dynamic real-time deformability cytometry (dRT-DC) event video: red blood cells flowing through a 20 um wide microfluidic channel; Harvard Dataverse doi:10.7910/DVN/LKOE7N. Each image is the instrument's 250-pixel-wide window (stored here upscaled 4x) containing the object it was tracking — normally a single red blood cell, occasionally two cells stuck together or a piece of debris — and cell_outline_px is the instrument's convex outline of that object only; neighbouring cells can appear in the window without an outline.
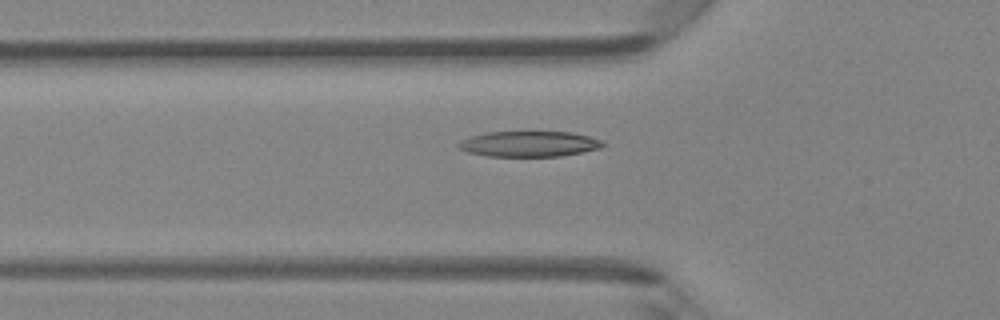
{"species": "Egyptian fruit bat (a non-hibernating species)", "species_latin": "Rousettus aegyptiacus", "temperature_condition": "room temperature", "stored_images_in_passage": 47, "camera_frame_rate_fps": 3000, "um_per_image_px": 0.085, "animal": {"sex": "female"}, "frame": {"image": 1, "passage_image": 16, "time_ms": 5.0, "image_size_px": [1000, 320], "cell_outline_px": [[604, 144], [600, 148], [560, 156], [488, 156], [468, 152], [460, 148], [456, 144], [460, 140], [472, 136], [488, 132], [572, 132], [588, 136], [600, 140]], "centroid_in_image_um": [44.94, 12.23], "position_along_channel_um": 80.9, "area_um2": 21.21}}
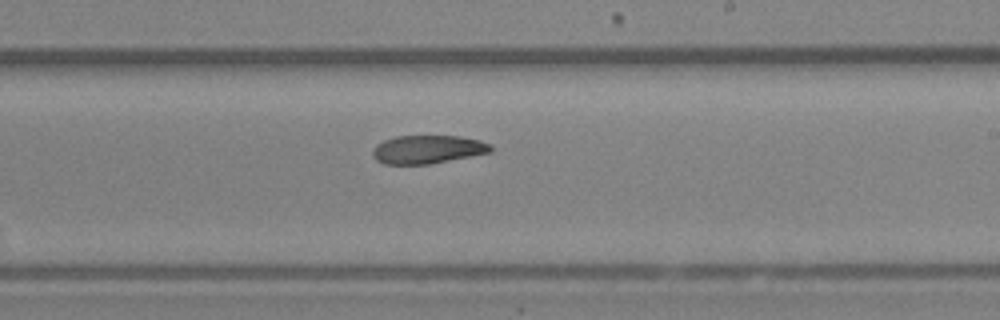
{"frame": {"image": 2, "passage_image": 28, "time_ms": 9.0, "image_size_px": [1000, 320], "cell_outline_px": [[492, 152], [428, 164], [384, 164], [376, 160], [372, 156], [372, 152], [376, 144], [384, 140], [396, 136], [460, 136], [480, 140], [492, 144]], "centroid_in_image_um": [36.35, 12.69], "position_along_channel_um": 252.7, "area_um2": 19.54}}
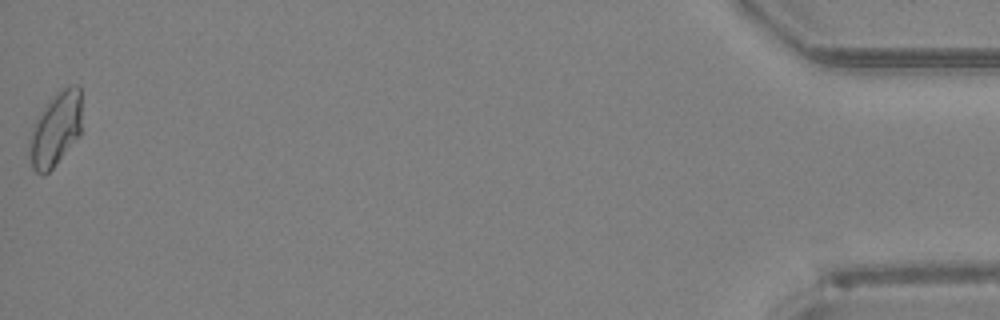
{"frame": {"image": 3, "passage_image": 47, "time_ms": 15.333, "image_size_px": [1000, 320], "cell_outline_px": [[80, 136], [52, 168], [44, 176], [40, 176], [32, 168], [28, 152], [28, 140], [32, 124], [44, 104], [56, 92], [68, 84], [80, 84]], "centroid_in_image_um": [4.68, 10.97], "position_along_channel_um": 430.5, "area_um2": 23.24}, "authors_computed_cell_mechanics": {"area_um2": 21.097, "velocity_mm_per_s": 4.3015, "shape_relaxation_time_tau1_ms": 6.0312, "shape_relaxation_time_tau2_ms": 4.488, "deformation_change_tau1": 0.1735, "deformation_change_tau2": 0.1071}}